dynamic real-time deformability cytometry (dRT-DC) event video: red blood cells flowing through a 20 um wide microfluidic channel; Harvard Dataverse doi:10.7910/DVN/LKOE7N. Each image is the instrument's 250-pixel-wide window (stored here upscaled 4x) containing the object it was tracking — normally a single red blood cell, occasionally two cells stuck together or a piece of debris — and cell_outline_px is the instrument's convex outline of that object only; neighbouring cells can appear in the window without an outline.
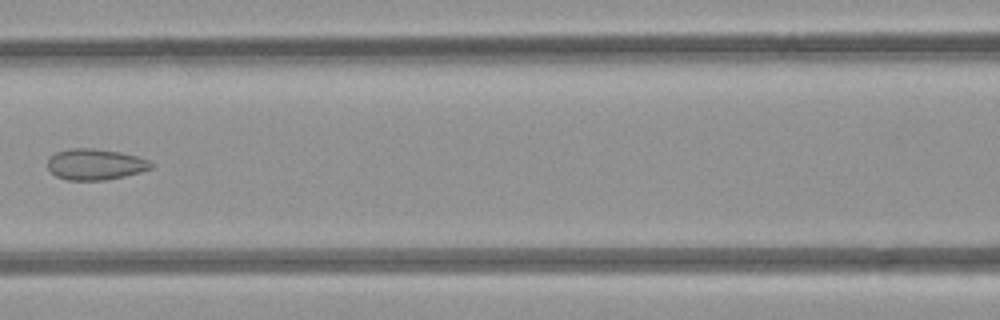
{"species": "common noctule bat (a hibernating species)", "species_latin": "Nyctalus noctula", "temperature_condition": "room temperature", "stored_images_in_passage": 7, "camera_frame_rate_fps": 3000, "um_per_image_px": 0.085, "animal": {"sex": "female", "body_mass_g": 21.9}, "frame": {"image": 1, "passage_image": 6, "time_ms": 6.667, "image_size_px": [1000, 320], "cell_outline_px": [[156, 164], [152, 168], [140, 172], [124, 176], [104, 180], [68, 180], [56, 176], [48, 168], [48, 160], [56, 152], [68, 148], [92, 148], [120, 152], [136, 156], [148, 160]], "centroid_in_image_um": [8.12, 13.96], "position_along_channel_um": 158.5, "area_um2": 18.67}}
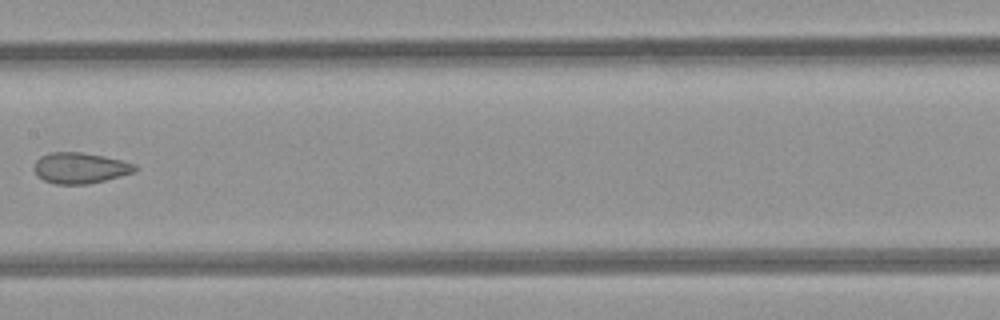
{"frame": {"image": 2, "passage_image": 7, "time_ms": 7.667, "image_size_px": [1000, 320], "cell_outline_px": [[136, 172], [88, 184], [56, 184], [44, 180], [36, 176], [32, 168], [36, 160], [40, 156], [48, 152], [80, 152], [104, 156], [136, 164]], "centroid_in_image_um": [6.76, 14.27], "position_along_channel_um": 200.6, "area_um2": 18.26}}